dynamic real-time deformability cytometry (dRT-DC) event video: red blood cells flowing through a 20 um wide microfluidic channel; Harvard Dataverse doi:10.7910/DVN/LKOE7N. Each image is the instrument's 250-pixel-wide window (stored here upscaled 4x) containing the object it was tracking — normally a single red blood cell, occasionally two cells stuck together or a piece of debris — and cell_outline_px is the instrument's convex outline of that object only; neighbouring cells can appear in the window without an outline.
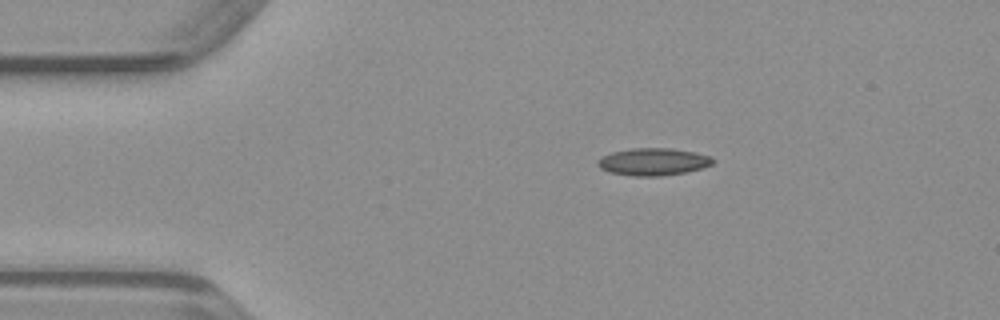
{"species": "common noctule bat (a hibernating species)", "species_latin": "Nyctalus noctula", "temperature_condition": "warm", "stored_images_in_passage": 41, "camera_frame_rate_fps": 3000, "um_per_image_px": 0.085, "animal": {"sex": "male", "body_mass_g": 23.1, "forearm_length_mm": 52.7}, "frame": {"image": 1, "passage_image": 1, "time_ms": 0.0, "image_size_px": [1000, 320], "cell_outline_px": [[716, 160], [712, 164], [700, 168], [684, 172], [660, 176], [632, 176], [608, 172], [600, 168], [596, 164], [596, 160], [612, 152], [632, 148], [672, 148], [696, 152], [712, 156]], "centroid_in_image_um": [55.52, 13.74], "position_along_channel_um": 29.5, "area_um2": 18.44}}
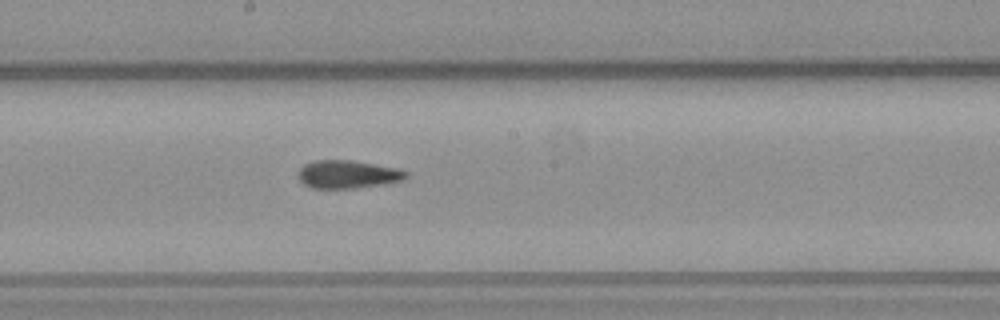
{"frame": {"image": 2, "passage_image": 18, "time_ms": 5.667, "image_size_px": [1000, 320], "cell_outline_px": [[408, 176], [404, 180], [384, 184], [356, 188], [312, 188], [304, 184], [300, 180], [300, 168], [304, 164], [316, 160], [348, 160], [396, 168], [408, 172]], "centroid_in_image_um": [29.57, 14.82], "position_along_channel_um": 218.6, "area_um2": 17.4}}
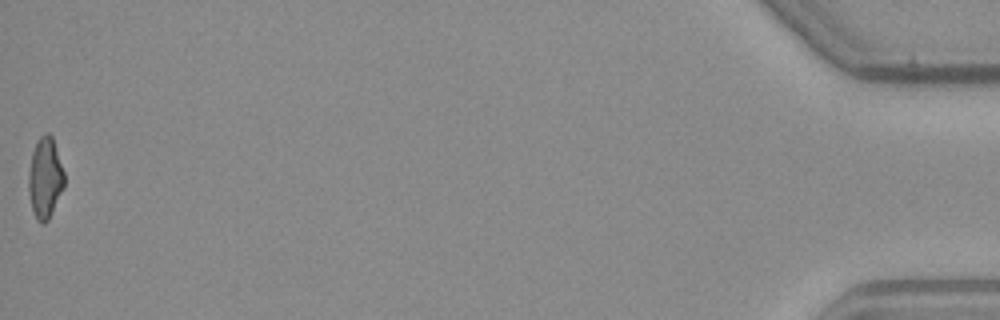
{"frame": {"image": 3, "passage_image": 41, "time_ms": 13.333, "image_size_px": [1000, 320], "cell_outline_px": [[64, 188], [48, 220], [44, 224], [40, 224], [36, 220], [32, 208], [28, 188], [28, 176], [32, 152], [36, 140], [44, 132], [48, 132], [52, 136], [64, 172]], "centroid_in_image_um": [3.83, 15.12], "position_along_channel_um": 431.4, "area_um2": 16.94}}